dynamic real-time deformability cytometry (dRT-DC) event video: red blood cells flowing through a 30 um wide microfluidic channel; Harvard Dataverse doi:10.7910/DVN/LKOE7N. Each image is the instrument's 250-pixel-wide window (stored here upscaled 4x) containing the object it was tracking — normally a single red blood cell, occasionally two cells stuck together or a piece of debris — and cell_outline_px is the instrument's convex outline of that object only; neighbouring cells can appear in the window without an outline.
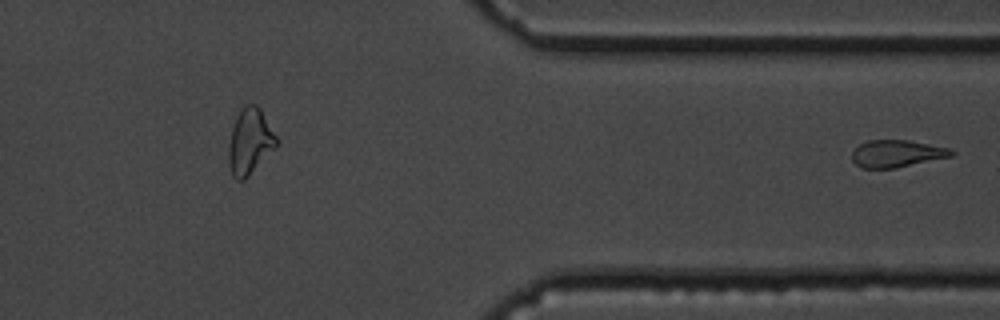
{"species": "common noctule bat (a hibernating species)", "species_latin": "Nyctalus noctula", "temperature_condition": "cold", "stored_images_in_passage": 45, "segment_of_instrument_passage": [2, 2], "camera_frame_rate_fps": 3000, "um_per_image_px": 0.085, "animal": {"sex": "male", "body_mass_g": 19.5, "forearm_length_mm": 54.6}, "frame": {"image": 1, "passage_image": 45, "time_ms": 14.667, "image_size_px": [1000, 320], "cell_outline_px": [[956, 152], [952, 156], [896, 168], [860, 168], [852, 160], [852, 152], [860, 144], [868, 140], [908, 140], [952, 148]], "centroid_in_image_um": [76.25, 13.05], "position_along_channel_um": 335.1, "area_um2": 15.84}}